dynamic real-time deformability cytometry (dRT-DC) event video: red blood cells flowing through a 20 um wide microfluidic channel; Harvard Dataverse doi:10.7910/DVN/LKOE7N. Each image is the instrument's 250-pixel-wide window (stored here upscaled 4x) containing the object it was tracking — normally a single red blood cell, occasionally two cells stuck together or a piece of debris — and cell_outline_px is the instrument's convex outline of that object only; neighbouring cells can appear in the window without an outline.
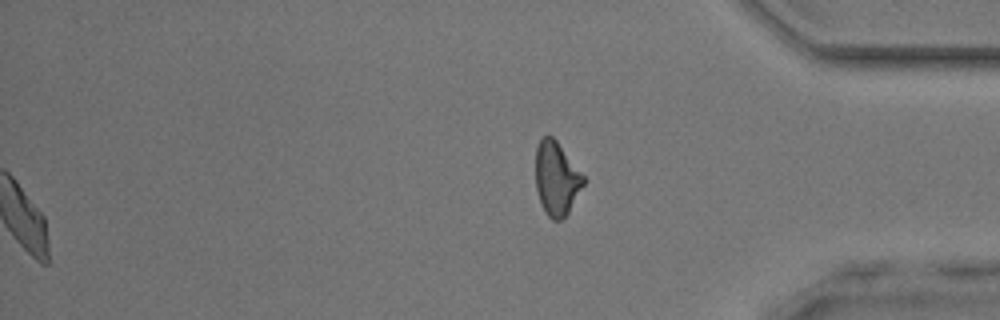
{"species": "common noctule bat (a hibernating species)", "species_latin": "Nyctalus noctula", "temperature_condition": "room temperature", "stored_images_in_passage": 34, "segment_of_instrument_passage": [2, 2], "camera_frame_rate_fps": 3000, "um_per_image_px": 0.085, "animal": {"sex": "male", "body_mass_g": 17.9, "forearm_length_mm": 54.2}, "frame": {"image": 1, "passage_image": 34, "time_ms": 11.0, "image_size_px": [1000, 320], "cell_outline_px": [[584, 184], [568, 212], [560, 220], [552, 220], [544, 212], [536, 188], [536, 148], [540, 140], [544, 136], [552, 136], [556, 140], [584, 176]], "centroid_in_image_um": [47.29, 15.18], "position_along_channel_um": 387.9, "area_um2": 20.17}}